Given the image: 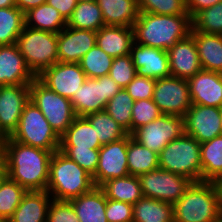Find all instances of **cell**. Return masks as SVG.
<instances>
[{"label": "cell", "instance_id": "1", "mask_svg": "<svg viewBox=\"0 0 222 222\" xmlns=\"http://www.w3.org/2000/svg\"><path fill=\"white\" fill-rule=\"evenodd\" d=\"M6 176L26 191H44L49 180L52 151L27 146L10 137L1 140Z\"/></svg>", "mask_w": 222, "mask_h": 222}, {"label": "cell", "instance_id": "2", "mask_svg": "<svg viewBox=\"0 0 222 222\" xmlns=\"http://www.w3.org/2000/svg\"><path fill=\"white\" fill-rule=\"evenodd\" d=\"M192 29L189 14L159 15L139 12L133 25L134 42L167 51L186 38Z\"/></svg>", "mask_w": 222, "mask_h": 222}, {"label": "cell", "instance_id": "3", "mask_svg": "<svg viewBox=\"0 0 222 222\" xmlns=\"http://www.w3.org/2000/svg\"><path fill=\"white\" fill-rule=\"evenodd\" d=\"M174 222H222V192L219 183L192 182L173 205Z\"/></svg>", "mask_w": 222, "mask_h": 222}, {"label": "cell", "instance_id": "4", "mask_svg": "<svg viewBox=\"0 0 222 222\" xmlns=\"http://www.w3.org/2000/svg\"><path fill=\"white\" fill-rule=\"evenodd\" d=\"M92 176L60 150L51 156L46 191L54 200L70 201L94 187Z\"/></svg>", "mask_w": 222, "mask_h": 222}, {"label": "cell", "instance_id": "5", "mask_svg": "<svg viewBox=\"0 0 222 222\" xmlns=\"http://www.w3.org/2000/svg\"><path fill=\"white\" fill-rule=\"evenodd\" d=\"M200 149L201 144L184 133L161 150L159 168L187 177L192 182L202 181Z\"/></svg>", "mask_w": 222, "mask_h": 222}, {"label": "cell", "instance_id": "6", "mask_svg": "<svg viewBox=\"0 0 222 222\" xmlns=\"http://www.w3.org/2000/svg\"><path fill=\"white\" fill-rule=\"evenodd\" d=\"M16 44L27 67L36 77L58 62L57 33L25 26Z\"/></svg>", "mask_w": 222, "mask_h": 222}, {"label": "cell", "instance_id": "7", "mask_svg": "<svg viewBox=\"0 0 222 222\" xmlns=\"http://www.w3.org/2000/svg\"><path fill=\"white\" fill-rule=\"evenodd\" d=\"M10 138L21 144L53 153L60 147V137L31 100L24 106L18 126Z\"/></svg>", "mask_w": 222, "mask_h": 222}, {"label": "cell", "instance_id": "8", "mask_svg": "<svg viewBox=\"0 0 222 222\" xmlns=\"http://www.w3.org/2000/svg\"><path fill=\"white\" fill-rule=\"evenodd\" d=\"M30 100L40 109L59 137L77 117L70 99L48 89L37 78L30 84Z\"/></svg>", "mask_w": 222, "mask_h": 222}, {"label": "cell", "instance_id": "9", "mask_svg": "<svg viewBox=\"0 0 222 222\" xmlns=\"http://www.w3.org/2000/svg\"><path fill=\"white\" fill-rule=\"evenodd\" d=\"M121 89L109 75L87 78L70 100L76 116L105 110L108 101Z\"/></svg>", "mask_w": 222, "mask_h": 222}, {"label": "cell", "instance_id": "10", "mask_svg": "<svg viewBox=\"0 0 222 222\" xmlns=\"http://www.w3.org/2000/svg\"><path fill=\"white\" fill-rule=\"evenodd\" d=\"M144 197L174 205L185 193L192 181L184 176L157 168L138 176Z\"/></svg>", "mask_w": 222, "mask_h": 222}, {"label": "cell", "instance_id": "11", "mask_svg": "<svg viewBox=\"0 0 222 222\" xmlns=\"http://www.w3.org/2000/svg\"><path fill=\"white\" fill-rule=\"evenodd\" d=\"M184 133V117L162 114L159 118L136 129L131 136L159 155L169 142Z\"/></svg>", "mask_w": 222, "mask_h": 222}, {"label": "cell", "instance_id": "12", "mask_svg": "<svg viewBox=\"0 0 222 222\" xmlns=\"http://www.w3.org/2000/svg\"><path fill=\"white\" fill-rule=\"evenodd\" d=\"M152 99L166 115L184 117L192 106L188 81L173 76L156 80Z\"/></svg>", "mask_w": 222, "mask_h": 222}, {"label": "cell", "instance_id": "13", "mask_svg": "<svg viewBox=\"0 0 222 222\" xmlns=\"http://www.w3.org/2000/svg\"><path fill=\"white\" fill-rule=\"evenodd\" d=\"M36 78L48 89L71 100L87 76L79 63L57 62L43 70Z\"/></svg>", "mask_w": 222, "mask_h": 222}, {"label": "cell", "instance_id": "14", "mask_svg": "<svg viewBox=\"0 0 222 222\" xmlns=\"http://www.w3.org/2000/svg\"><path fill=\"white\" fill-rule=\"evenodd\" d=\"M29 101L30 84L0 86V140L16 130Z\"/></svg>", "mask_w": 222, "mask_h": 222}, {"label": "cell", "instance_id": "15", "mask_svg": "<svg viewBox=\"0 0 222 222\" xmlns=\"http://www.w3.org/2000/svg\"><path fill=\"white\" fill-rule=\"evenodd\" d=\"M128 135L99 148L98 166L92 176L95 186L107 180L129 175L127 164Z\"/></svg>", "mask_w": 222, "mask_h": 222}, {"label": "cell", "instance_id": "16", "mask_svg": "<svg viewBox=\"0 0 222 222\" xmlns=\"http://www.w3.org/2000/svg\"><path fill=\"white\" fill-rule=\"evenodd\" d=\"M185 134L200 144L222 135L221 108L192 104L184 115Z\"/></svg>", "mask_w": 222, "mask_h": 222}, {"label": "cell", "instance_id": "17", "mask_svg": "<svg viewBox=\"0 0 222 222\" xmlns=\"http://www.w3.org/2000/svg\"><path fill=\"white\" fill-rule=\"evenodd\" d=\"M95 45V31L66 26L57 33L58 62L79 63Z\"/></svg>", "mask_w": 222, "mask_h": 222}, {"label": "cell", "instance_id": "18", "mask_svg": "<svg viewBox=\"0 0 222 222\" xmlns=\"http://www.w3.org/2000/svg\"><path fill=\"white\" fill-rule=\"evenodd\" d=\"M130 55L136 75L155 80L171 76L167 51L134 42Z\"/></svg>", "mask_w": 222, "mask_h": 222}, {"label": "cell", "instance_id": "19", "mask_svg": "<svg viewBox=\"0 0 222 222\" xmlns=\"http://www.w3.org/2000/svg\"><path fill=\"white\" fill-rule=\"evenodd\" d=\"M187 81L192 104L222 108V73L201 69Z\"/></svg>", "mask_w": 222, "mask_h": 222}, {"label": "cell", "instance_id": "20", "mask_svg": "<svg viewBox=\"0 0 222 222\" xmlns=\"http://www.w3.org/2000/svg\"><path fill=\"white\" fill-rule=\"evenodd\" d=\"M167 54L173 77L188 80L202 69L194 38L190 34L170 47Z\"/></svg>", "mask_w": 222, "mask_h": 222}, {"label": "cell", "instance_id": "21", "mask_svg": "<svg viewBox=\"0 0 222 222\" xmlns=\"http://www.w3.org/2000/svg\"><path fill=\"white\" fill-rule=\"evenodd\" d=\"M35 78L16 43L0 46V86L31 84Z\"/></svg>", "mask_w": 222, "mask_h": 222}, {"label": "cell", "instance_id": "22", "mask_svg": "<svg viewBox=\"0 0 222 222\" xmlns=\"http://www.w3.org/2000/svg\"><path fill=\"white\" fill-rule=\"evenodd\" d=\"M133 43V27L104 25L96 32V45L113 58L129 55Z\"/></svg>", "mask_w": 222, "mask_h": 222}, {"label": "cell", "instance_id": "23", "mask_svg": "<svg viewBox=\"0 0 222 222\" xmlns=\"http://www.w3.org/2000/svg\"><path fill=\"white\" fill-rule=\"evenodd\" d=\"M51 201L46 190L27 191L8 222H46Z\"/></svg>", "mask_w": 222, "mask_h": 222}, {"label": "cell", "instance_id": "24", "mask_svg": "<svg viewBox=\"0 0 222 222\" xmlns=\"http://www.w3.org/2000/svg\"><path fill=\"white\" fill-rule=\"evenodd\" d=\"M80 222H108L105 210L107 198L99 186L70 200Z\"/></svg>", "mask_w": 222, "mask_h": 222}, {"label": "cell", "instance_id": "25", "mask_svg": "<svg viewBox=\"0 0 222 222\" xmlns=\"http://www.w3.org/2000/svg\"><path fill=\"white\" fill-rule=\"evenodd\" d=\"M203 70L222 73V35L191 30Z\"/></svg>", "mask_w": 222, "mask_h": 222}, {"label": "cell", "instance_id": "26", "mask_svg": "<svg viewBox=\"0 0 222 222\" xmlns=\"http://www.w3.org/2000/svg\"><path fill=\"white\" fill-rule=\"evenodd\" d=\"M105 25L133 27L138 19L137 0H96Z\"/></svg>", "mask_w": 222, "mask_h": 222}, {"label": "cell", "instance_id": "27", "mask_svg": "<svg viewBox=\"0 0 222 222\" xmlns=\"http://www.w3.org/2000/svg\"><path fill=\"white\" fill-rule=\"evenodd\" d=\"M102 145L95 129L85 117H76L60 137L59 148L99 149Z\"/></svg>", "mask_w": 222, "mask_h": 222}, {"label": "cell", "instance_id": "28", "mask_svg": "<svg viewBox=\"0 0 222 222\" xmlns=\"http://www.w3.org/2000/svg\"><path fill=\"white\" fill-rule=\"evenodd\" d=\"M202 181H222V135L201 143Z\"/></svg>", "mask_w": 222, "mask_h": 222}, {"label": "cell", "instance_id": "29", "mask_svg": "<svg viewBox=\"0 0 222 222\" xmlns=\"http://www.w3.org/2000/svg\"><path fill=\"white\" fill-rule=\"evenodd\" d=\"M107 199L134 205L143 197L138 176L128 175L107 180L99 186Z\"/></svg>", "mask_w": 222, "mask_h": 222}, {"label": "cell", "instance_id": "30", "mask_svg": "<svg viewBox=\"0 0 222 222\" xmlns=\"http://www.w3.org/2000/svg\"><path fill=\"white\" fill-rule=\"evenodd\" d=\"M25 26L37 30L59 33L67 26V22L57 9L46 2L25 13Z\"/></svg>", "mask_w": 222, "mask_h": 222}, {"label": "cell", "instance_id": "31", "mask_svg": "<svg viewBox=\"0 0 222 222\" xmlns=\"http://www.w3.org/2000/svg\"><path fill=\"white\" fill-rule=\"evenodd\" d=\"M133 222H174L173 205L143 196L133 205Z\"/></svg>", "mask_w": 222, "mask_h": 222}, {"label": "cell", "instance_id": "32", "mask_svg": "<svg viewBox=\"0 0 222 222\" xmlns=\"http://www.w3.org/2000/svg\"><path fill=\"white\" fill-rule=\"evenodd\" d=\"M127 164L129 175L140 176L159 168L158 154L128 134Z\"/></svg>", "mask_w": 222, "mask_h": 222}, {"label": "cell", "instance_id": "33", "mask_svg": "<svg viewBox=\"0 0 222 222\" xmlns=\"http://www.w3.org/2000/svg\"><path fill=\"white\" fill-rule=\"evenodd\" d=\"M104 25L102 12L96 1L77 2L75 9L67 20V27L95 32Z\"/></svg>", "mask_w": 222, "mask_h": 222}, {"label": "cell", "instance_id": "34", "mask_svg": "<svg viewBox=\"0 0 222 222\" xmlns=\"http://www.w3.org/2000/svg\"><path fill=\"white\" fill-rule=\"evenodd\" d=\"M25 27V14L16 6L0 8V46L12 45Z\"/></svg>", "mask_w": 222, "mask_h": 222}, {"label": "cell", "instance_id": "35", "mask_svg": "<svg viewBox=\"0 0 222 222\" xmlns=\"http://www.w3.org/2000/svg\"><path fill=\"white\" fill-rule=\"evenodd\" d=\"M85 118L95 129L96 136L102 146L128 135L105 110L88 114Z\"/></svg>", "mask_w": 222, "mask_h": 222}, {"label": "cell", "instance_id": "36", "mask_svg": "<svg viewBox=\"0 0 222 222\" xmlns=\"http://www.w3.org/2000/svg\"><path fill=\"white\" fill-rule=\"evenodd\" d=\"M134 100L129 93L122 88L107 103L105 111L131 135V118Z\"/></svg>", "mask_w": 222, "mask_h": 222}, {"label": "cell", "instance_id": "37", "mask_svg": "<svg viewBox=\"0 0 222 222\" xmlns=\"http://www.w3.org/2000/svg\"><path fill=\"white\" fill-rule=\"evenodd\" d=\"M27 191L5 176L0 181V218L9 220Z\"/></svg>", "mask_w": 222, "mask_h": 222}, {"label": "cell", "instance_id": "38", "mask_svg": "<svg viewBox=\"0 0 222 222\" xmlns=\"http://www.w3.org/2000/svg\"><path fill=\"white\" fill-rule=\"evenodd\" d=\"M113 59V57L95 45L82 57L79 64L87 78H98L109 75Z\"/></svg>", "mask_w": 222, "mask_h": 222}, {"label": "cell", "instance_id": "39", "mask_svg": "<svg viewBox=\"0 0 222 222\" xmlns=\"http://www.w3.org/2000/svg\"><path fill=\"white\" fill-rule=\"evenodd\" d=\"M192 29L205 34L222 35V1L199 11L192 19Z\"/></svg>", "mask_w": 222, "mask_h": 222}, {"label": "cell", "instance_id": "40", "mask_svg": "<svg viewBox=\"0 0 222 222\" xmlns=\"http://www.w3.org/2000/svg\"><path fill=\"white\" fill-rule=\"evenodd\" d=\"M139 12L180 15L186 12L185 0H137Z\"/></svg>", "mask_w": 222, "mask_h": 222}, {"label": "cell", "instance_id": "41", "mask_svg": "<svg viewBox=\"0 0 222 222\" xmlns=\"http://www.w3.org/2000/svg\"><path fill=\"white\" fill-rule=\"evenodd\" d=\"M162 115L159 107L153 99L136 100L132 107L131 134L141 126H144Z\"/></svg>", "mask_w": 222, "mask_h": 222}, {"label": "cell", "instance_id": "42", "mask_svg": "<svg viewBox=\"0 0 222 222\" xmlns=\"http://www.w3.org/2000/svg\"><path fill=\"white\" fill-rule=\"evenodd\" d=\"M109 76L121 87L125 88L136 76L131 55L115 57L110 68Z\"/></svg>", "mask_w": 222, "mask_h": 222}, {"label": "cell", "instance_id": "43", "mask_svg": "<svg viewBox=\"0 0 222 222\" xmlns=\"http://www.w3.org/2000/svg\"><path fill=\"white\" fill-rule=\"evenodd\" d=\"M69 159L93 176L98 166L99 149L59 148Z\"/></svg>", "mask_w": 222, "mask_h": 222}, {"label": "cell", "instance_id": "44", "mask_svg": "<svg viewBox=\"0 0 222 222\" xmlns=\"http://www.w3.org/2000/svg\"><path fill=\"white\" fill-rule=\"evenodd\" d=\"M46 222H80L70 201L52 199Z\"/></svg>", "mask_w": 222, "mask_h": 222}, {"label": "cell", "instance_id": "45", "mask_svg": "<svg viewBox=\"0 0 222 222\" xmlns=\"http://www.w3.org/2000/svg\"><path fill=\"white\" fill-rule=\"evenodd\" d=\"M156 80L136 75L124 88L134 101L152 99Z\"/></svg>", "mask_w": 222, "mask_h": 222}, {"label": "cell", "instance_id": "46", "mask_svg": "<svg viewBox=\"0 0 222 222\" xmlns=\"http://www.w3.org/2000/svg\"><path fill=\"white\" fill-rule=\"evenodd\" d=\"M105 215L108 222H133V205L107 199Z\"/></svg>", "mask_w": 222, "mask_h": 222}, {"label": "cell", "instance_id": "47", "mask_svg": "<svg viewBox=\"0 0 222 222\" xmlns=\"http://www.w3.org/2000/svg\"><path fill=\"white\" fill-rule=\"evenodd\" d=\"M47 3L57 9L67 22L77 5V0H47Z\"/></svg>", "mask_w": 222, "mask_h": 222}, {"label": "cell", "instance_id": "48", "mask_svg": "<svg viewBox=\"0 0 222 222\" xmlns=\"http://www.w3.org/2000/svg\"><path fill=\"white\" fill-rule=\"evenodd\" d=\"M222 0H185L186 12L191 19L201 10L207 9Z\"/></svg>", "mask_w": 222, "mask_h": 222}, {"label": "cell", "instance_id": "49", "mask_svg": "<svg viewBox=\"0 0 222 222\" xmlns=\"http://www.w3.org/2000/svg\"><path fill=\"white\" fill-rule=\"evenodd\" d=\"M16 7H18L24 14L32 8H36L47 0H15Z\"/></svg>", "mask_w": 222, "mask_h": 222}, {"label": "cell", "instance_id": "50", "mask_svg": "<svg viewBox=\"0 0 222 222\" xmlns=\"http://www.w3.org/2000/svg\"><path fill=\"white\" fill-rule=\"evenodd\" d=\"M16 6L15 0H0V8Z\"/></svg>", "mask_w": 222, "mask_h": 222}, {"label": "cell", "instance_id": "51", "mask_svg": "<svg viewBox=\"0 0 222 222\" xmlns=\"http://www.w3.org/2000/svg\"><path fill=\"white\" fill-rule=\"evenodd\" d=\"M4 168V164H3V147H2V143L0 140V171Z\"/></svg>", "mask_w": 222, "mask_h": 222}, {"label": "cell", "instance_id": "52", "mask_svg": "<svg viewBox=\"0 0 222 222\" xmlns=\"http://www.w3.org/2000/svg\"><path fill=\"white\" fill-rule=\"evenodd\" d=\"M6 176L4 168L0 171V181Z\"/></svg>", "mask_w": 222, "mask_h": 222}, {"label": "cell", "instance_id": "53", "mask_svg": "<svg viewBox=\"0 0 222 222\" xmlns=\"http://www.w3.org/2000/svg\"><path fill=\"white\" fill-rule=\"evenodd\" d=\"M0 222H8V220L0 218Z\"/></svg>", "mask_w": 222, "mask_h": 222}, {"label": "cell", "instance_id": "54", "mask_svg": "<svg viewBox=\"0 0 222 222\" xmlns=\"http://www.w3.org/2000/svg\"><path fill=\"white\" fill-rule=\"evenodd\" d=\"M81 1H96V0H77V2H81Z\"/></svg>", "mask_w": 222, "mask_h": 222}, {"label": "cell", "instance_id": "55", "mask_svg": "<svg viewBox=\"0 0 222 222\" xmlns=\"http://www.w3.org/2000/svg\"><path fill=\"white\" fill-rule=\"evenodd\" d=\"M221 129H222V108H221Z\"/></svg>", "mask_w": 222, "mask_h": 222}]
</instances>
